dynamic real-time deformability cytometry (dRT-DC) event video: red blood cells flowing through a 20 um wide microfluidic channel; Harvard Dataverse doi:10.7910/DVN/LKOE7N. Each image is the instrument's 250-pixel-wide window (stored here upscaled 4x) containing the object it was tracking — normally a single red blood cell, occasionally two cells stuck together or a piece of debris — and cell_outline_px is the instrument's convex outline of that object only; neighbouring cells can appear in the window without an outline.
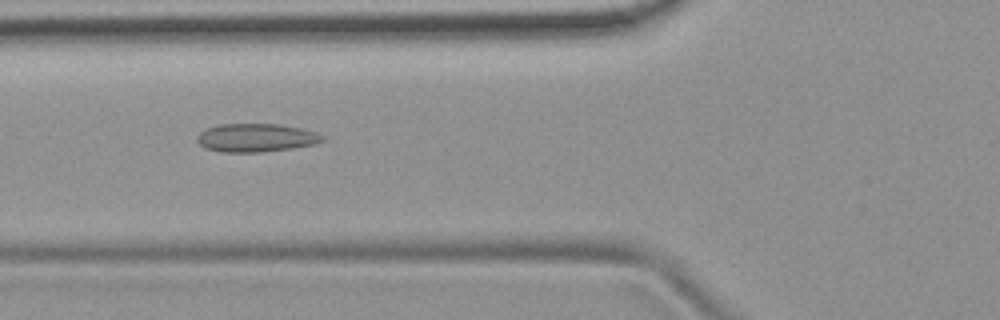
{"species": "common noctule bat (a hibernating species)", "species_latin": "Nyctalus noctula", "temperature_condition": "room temperature", "stored_images_in_passage": 50, "camera_frame_rate_fps": 3000, "um_per_image_px": 0.085, "animal": {"sex": "female", "body_mass_g": 19.9}, "frame": {"image": 1, "passage_image": 18, "time_ms": 5.667, "image_size_px": [1000, 320], "cell_outline_px": [[324, 140], [316, 144], [292, 148], [260, 152], [220, 152], [204, 148], [196, 140], [196, 136], [200, 132], [208, 128], [220, 124], [280, 124], [300, 128], [316, 132], [324, 136]], "centroid_in_image_um": [21.75, 11.71], "position_along_channel_um": 104.0, "area_um2": 20.75}}
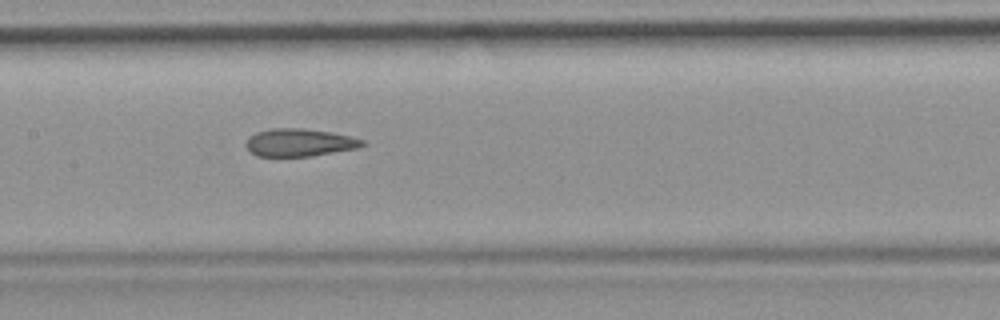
{"frame": {"image": 2, "passage_image": 24, "time_ms": 7.667, "image_size_px": [1000, 320], "cell_outline_px": [[368, 144], [356, 148], [312, 156], [256, 156], [244, 144], [248, 136], [256, 132], [268, 128], [304, 128], [332, 132], [364, 140]], "centroid_in_image_um": [25.43, 12.1], "position_along_channel_um": 182.0, "area_um2": 18.9}}
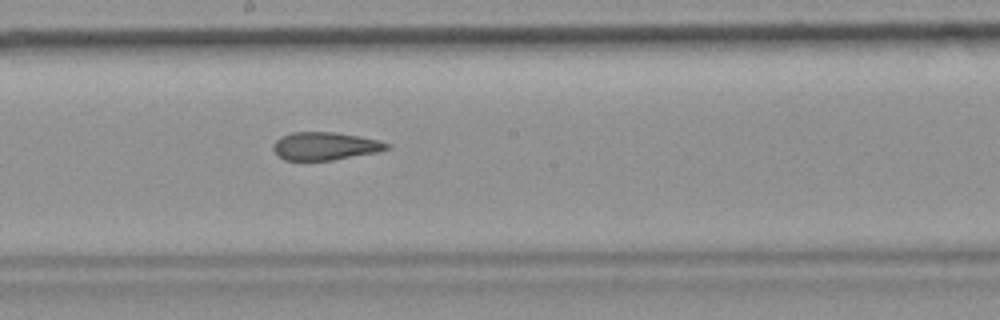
{"frame": {"image": 3, "passage_image": 27, "time_ms": 8.667, "image_size_px": [1000, 320], "cell_outline_px": [[392, 144], [388, 148], [380, 152], [332, 160], [284, 160], [276, 156], [272, 148], [272, 144], [280, 136], [292, 132], [336, 132], [360, 136], [380, 140]], "centroid_in_image_um": [27.62, 12.41], "position_along_channel_um": 220.6, "area_um2": 18.84}, "authors_computed_cell_mechanics": {"area_um2": 19.652, "velocity_mm_per_s": 3.892, "shape_relaxation_time_tau1_ms": null, "shape_relaxation_time_tau2_ms": 3.011, "deformation_change_tau1": null, "deformation_change_tau2": 0.109}}